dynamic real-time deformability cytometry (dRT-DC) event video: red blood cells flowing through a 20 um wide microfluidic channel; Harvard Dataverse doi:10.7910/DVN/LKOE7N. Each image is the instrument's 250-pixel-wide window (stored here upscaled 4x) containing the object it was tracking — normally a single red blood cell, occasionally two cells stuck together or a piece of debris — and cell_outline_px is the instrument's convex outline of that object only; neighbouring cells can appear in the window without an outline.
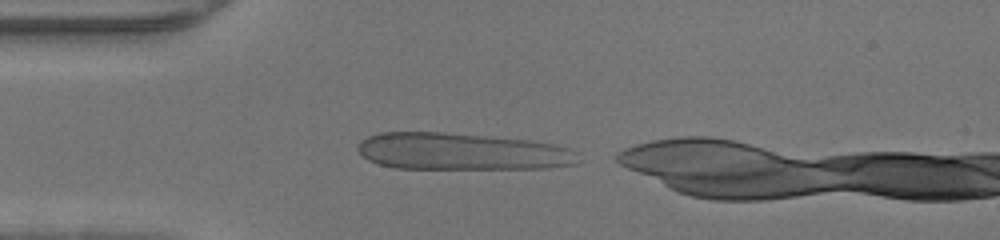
{"species": "human", "species_latin": "Homo sapiens", "temperature_condition": "warm", "stored_images_in_passage": 27, "camera_frame_rate_fps": 3000, "um_per_image_px": 0.085, "donor": {"sex": "male"}, "frame": {"image": 1, "passage_image": 1, "time_ms": 0.0, "image_size_px": [1000, 240], "cell_outline_px": [[580, 160], [576, 164], [544, 168], [396, 168], [380, 164], [368, 160], [356, 148], [360, 140], [368, 136], [380, 132], [444, 132], [528, 140], [552, 144], [568, 148], [576, 152]], "centroid_in_image_um": [39.22, 12.87], "position_along_channel_um": 45.8, "area_um2": 47.28}}
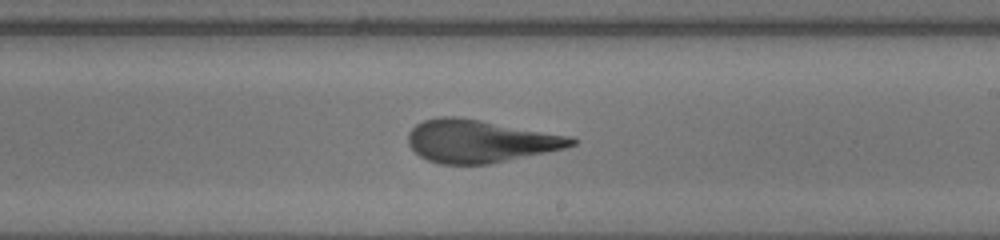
{"frame": {"image": 2, "passage_image": 16, "time_ms": 5.0, "image_size_px": [1000, 240], "cell_outline_px": [[576, 144], [564, 148], [492, 164], [440, 164], [428, 160], [420, 156], [408, 144], [408, 132], [416, 124], [424, 120], [436, 116], [456, 116], [480, 120], [572, 136], [576, 140]], "centroid_in_image_um": [40.78, 11.99], "position_along_channel_um": 248.2, "area_um2": 40.63}}
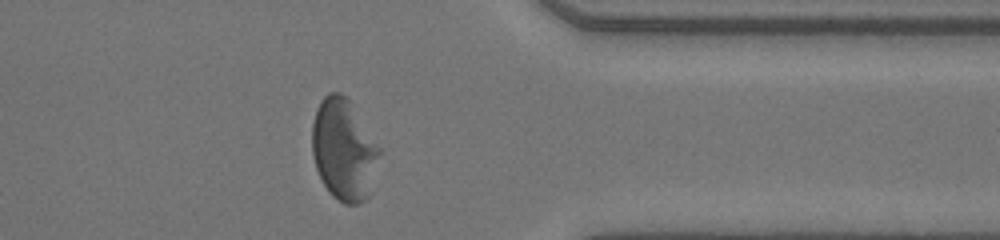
{"frame": {"image": 3, "passage_image": 26, "time_ms": 8.333, "image_size_px": [1000, 240], "cell_outline_px": [[380, 152], [372, 192], [360, 204], [344, 204], [332, 196], [328, 192], [316, 168], [312, 156], [312, 124], [316, 108], [320, 100], [328, 92], [340, 92], [348, 100], [380, 148]], "centroid_in_image_um": [29.21, 12.76], "position_along_channel_um": 382.2, "area_um2": 39.82}}